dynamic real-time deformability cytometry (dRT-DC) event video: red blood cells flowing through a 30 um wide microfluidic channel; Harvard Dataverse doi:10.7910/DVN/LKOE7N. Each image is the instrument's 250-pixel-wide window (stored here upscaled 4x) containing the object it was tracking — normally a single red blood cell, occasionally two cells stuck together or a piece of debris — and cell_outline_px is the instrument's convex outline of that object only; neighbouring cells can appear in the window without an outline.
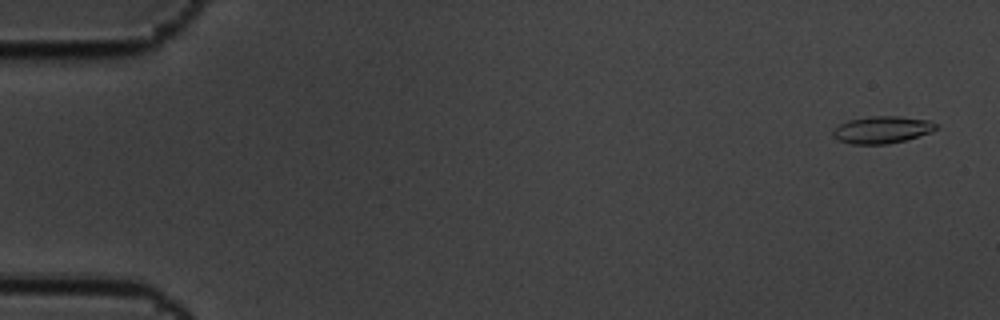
{"species": "common noctule bat (a hibernating species)", "species_latin": "Nyctalus noctula", "temperature_condition": "cold", "stored_images_in_passage": 60, "camera_frame_rate_fps": 3000, "um_per_image_px": 0.085, "animal": {"sex": "male", "body_mass_g": 19.5, "forearm_length_mm": 54.6}, "frame": {"image": 1, "passage_image": 3, "time_ms": 0.667, "image_size_px": [1000, 320], "cell_outline_px": [[940, 128], [932, 132], [904, 140], [888, 144], [852, 144], [836, 140], [832, 136], [832, 132], [840, 124], [848, 120], [872, 116], [896, 116], [928, 120], [936, 124]], "centroid_in_image_um": [74.97, 11.03], "position_along_channel_um": 10.0, "area_um2": 16.3}}
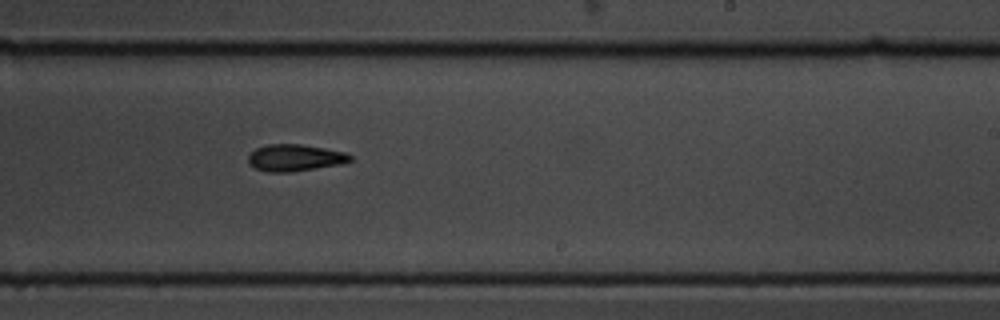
{"frame": {"image": 2, "passage_image": 37, "time_ms": 12.0, "image_size_px": [1000, 320], "cell_outline_px": [[352, 160], [340, 164], [292, 172], [268, 172], [256, 168], [248, 164], [248, 156], [256, 148], [268, 144], [300, 144], [324, 148], [344, 152], [352, 156]], "centroid_in_image_um": [25.05, 13.41], "position_along_channel_um": 264.0, "area_um2": 15.84}}
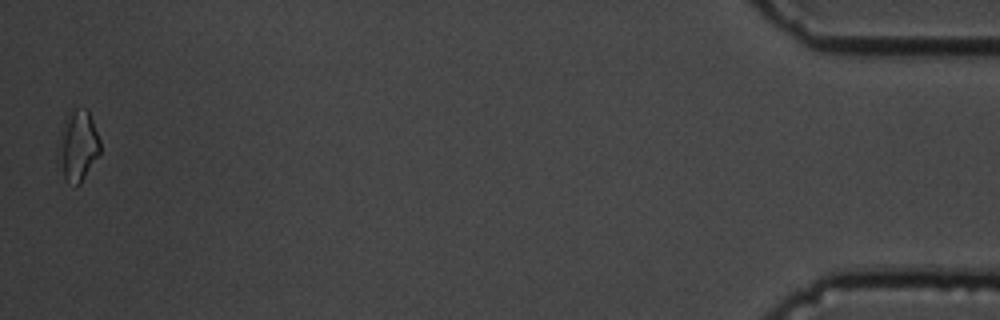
{"frame": {"image": 3, "passage_image": 59, "time_ms": 19.333, "image_size_px": [1000, 320], "cell_outline_px": [[100, 152], [80, 184], [76, 184], [64, 180], [56, 164], [56, 148], [60, 132], [64, 120], [76, 108], [88, 108], [100, 140]], "centroid_in_image_um": [6.57, 12.41], "position_along_channel_um": 428.6, "area_um2": 17.63}, "authors_computed_cell_mechanics": {"area_um2": 15.8661, "velocity_mm_per_s": 3.4387, "shape_relaxation_time_tau1_ms": 5.5347, "shape_relaxation_time_tau2_ms": null, "deformation_change_tau1": 0.1222, "deformation_change_tau2": null}}